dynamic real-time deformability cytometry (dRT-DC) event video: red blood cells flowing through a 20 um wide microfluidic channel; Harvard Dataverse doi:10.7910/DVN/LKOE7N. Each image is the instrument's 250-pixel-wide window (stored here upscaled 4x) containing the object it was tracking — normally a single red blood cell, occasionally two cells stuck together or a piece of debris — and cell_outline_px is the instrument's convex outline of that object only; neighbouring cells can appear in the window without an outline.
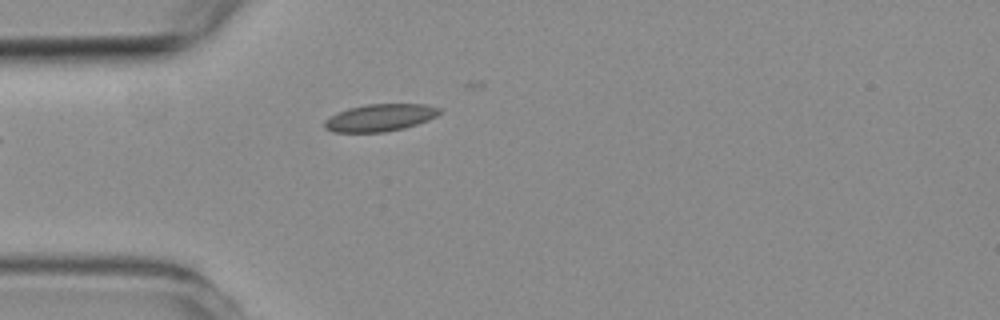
{"species": "common noctule bat (a hibernating species)", "species_latin": "Nyctalus noctula", "temperature_condition": "room temperature", "stored_images_in_passage": 3, "camera_frame_rate_fps": 3000, "um_per_image_px": 0.085, "animal": {"sex": "female", "body_mass_g": 19.3, "forearm_length_mm": 54.1}, "frame": {"image": 1, "passage_image": 3, "time_ms": 2.333, "image_size_px": [1000, 320], "cell_outline_px": [[444, 112], [428, 120], [404, 128], [384, 132], [332, 132], [324, 128], [324, 120], [348, 108], [368, 104], [424, 104], [440, 108]], "centroid_in_image_um": [32.32, 10.0], "position_along_channel_um": 52.7, "area_um2": 18.21}}